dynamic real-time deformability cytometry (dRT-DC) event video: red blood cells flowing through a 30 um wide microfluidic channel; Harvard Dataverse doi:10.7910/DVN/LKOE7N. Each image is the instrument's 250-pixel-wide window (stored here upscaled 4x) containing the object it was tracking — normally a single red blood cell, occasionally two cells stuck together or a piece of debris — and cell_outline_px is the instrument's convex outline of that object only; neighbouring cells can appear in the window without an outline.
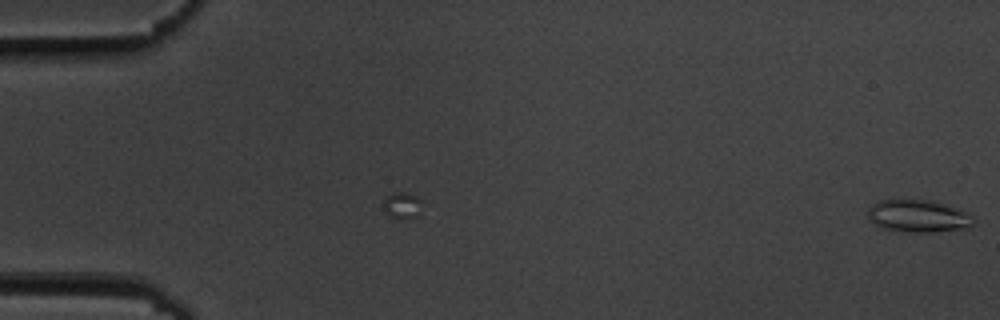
{"species": "common noctule bat (a hibernating species)", "species_latin": "Nyctalus noctula", "temperature_condition": "cold", "stored_images_in_passage": 13, "camera_frame_rate_fps": 3000, "um_per_image_px": 0.085, "animal": {"sex": "male", "body_mass_g": 19.5, "forearm_length_mm": 54.6}, "frame": {"image": 1, "passage_image": 13, "time_ms": 4.0, "image_size_px": [1000, 320], "cell_outline_px": [[976, 220], [968, 228], [928, 232], [908, 232], [880, 228], [868, 220], [868, 208], [872, 204], [880, 200], [892, 196], [928, 200], [960, 208], [968, 212]], "centroid_in_image_um": [77.99, 18.32], "position_along_channel_um": 7.0, "area_um2": 20.81}}